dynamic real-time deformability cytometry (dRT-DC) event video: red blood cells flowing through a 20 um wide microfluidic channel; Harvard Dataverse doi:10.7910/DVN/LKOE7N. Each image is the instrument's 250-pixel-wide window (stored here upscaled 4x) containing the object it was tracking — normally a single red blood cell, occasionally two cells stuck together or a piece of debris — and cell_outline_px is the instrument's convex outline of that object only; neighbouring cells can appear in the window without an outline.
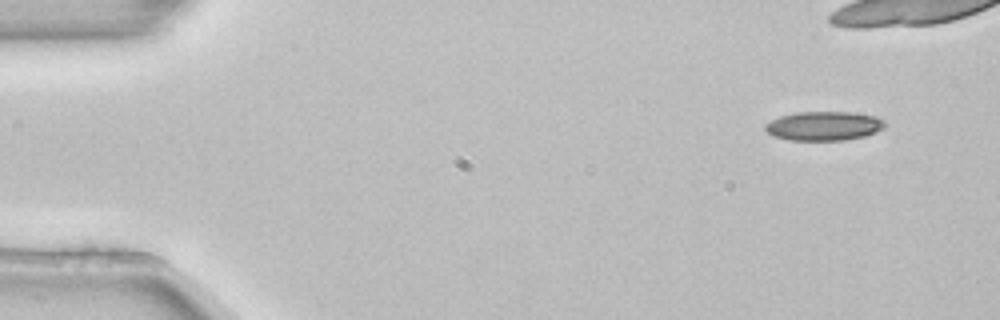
{"species": "common noctule bat (a hibernating species)", "species_latin": "Nyctalus noctula", "temperature_condition": "room temperature", "stored_images_in_passage": 6, "camera_frame_rate_fps": 3000, "um_per_image_px": 0.085, "animal": {"sex": "female", "body_mass_g": 22.7, "forearm_length_mm": 54.2}, "frame": {"image": 1, "passage_image": 1, "time_ms": 0.0, "image_size_px": [1000, 320], "cell_outline_px": [[888, 124], [884, 128], [876, 132], [864, 136], [844, 140], [788, 140], [772, 136], [764, 128], [764, 124], [780, 116], [796, 112], [852, 112], [876, 116], [884, 120]], "centroid_in_image_um": [70.04, 10.7], "position_along_channel_um": 15.0, "area_um2": 20.46}}